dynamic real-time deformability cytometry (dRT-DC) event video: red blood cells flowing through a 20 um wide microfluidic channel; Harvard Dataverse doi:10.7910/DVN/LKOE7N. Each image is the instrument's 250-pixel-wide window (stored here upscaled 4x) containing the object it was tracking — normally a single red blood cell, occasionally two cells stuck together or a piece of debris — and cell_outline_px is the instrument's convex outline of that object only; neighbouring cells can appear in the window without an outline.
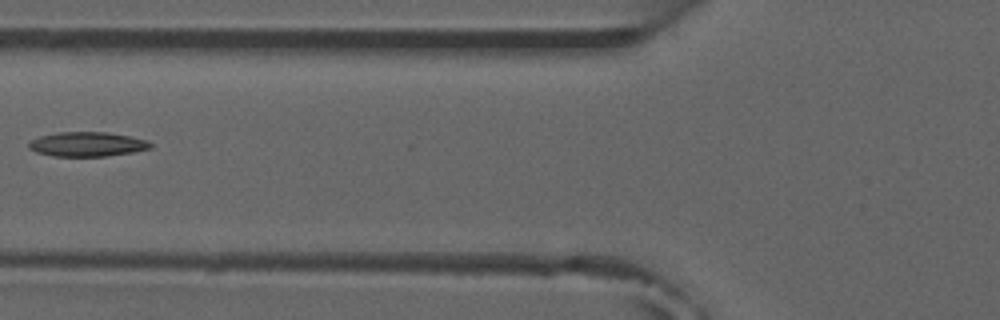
{"species": "common noctule bat (a hibernating species)", "species_latin": "Nyctalus noctula", "temperature_condition": "room temperature", "stored_images_in_passage": 7, "camera_frame_rate_fps": 3000, "um_per_image_px": 0.085, "animal": {"sex": "male", "forearm_length_mm": 52.5}, "frame": {"image": 1, "passage_image": 6, "time_ms": 5.667, "image_size_px": [1000, 320], "cell_outline_px": [[152, 148], [132, 152], [104, 156], [52, 156], [36, 152], [28, 148], [28, 140], [40, 136], [56, 132], [108, 132], [148, 140], [152, 144]], "centroid_in_image_um": [7.37, 12.25], "position_along_channel_um": 118.4, "area_um2": 17.46}}
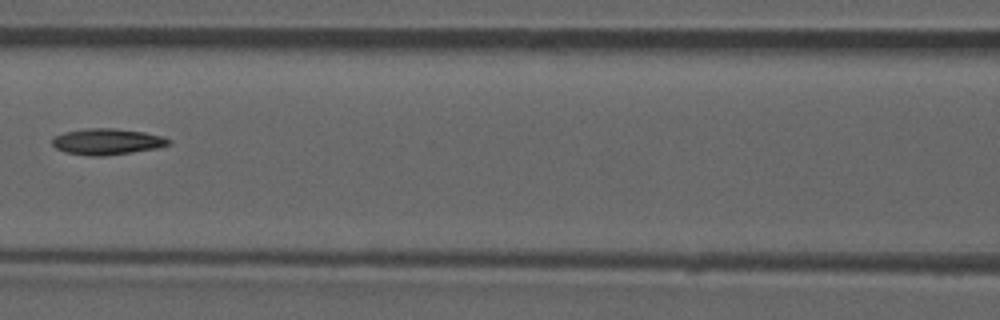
{"frame": {"image": 2, "passage_image": 7, "time_ms": 6.667, "image_size_px": [1000, 320], "cell_outline_px": [[172, 140], [168, 144], [156, 148], [132, 152], [104, 156], [88, 156], [64, 152], [56, 148], [52, 144], [52, 140], [56, 136], [64, 132], [84, 128], [112, 128], [144, 132], [160, 136]], "centroid_in_image_um": [9.06, 12.04], "position_along_channel_um": 157.5, "area_um2": 17.63}}